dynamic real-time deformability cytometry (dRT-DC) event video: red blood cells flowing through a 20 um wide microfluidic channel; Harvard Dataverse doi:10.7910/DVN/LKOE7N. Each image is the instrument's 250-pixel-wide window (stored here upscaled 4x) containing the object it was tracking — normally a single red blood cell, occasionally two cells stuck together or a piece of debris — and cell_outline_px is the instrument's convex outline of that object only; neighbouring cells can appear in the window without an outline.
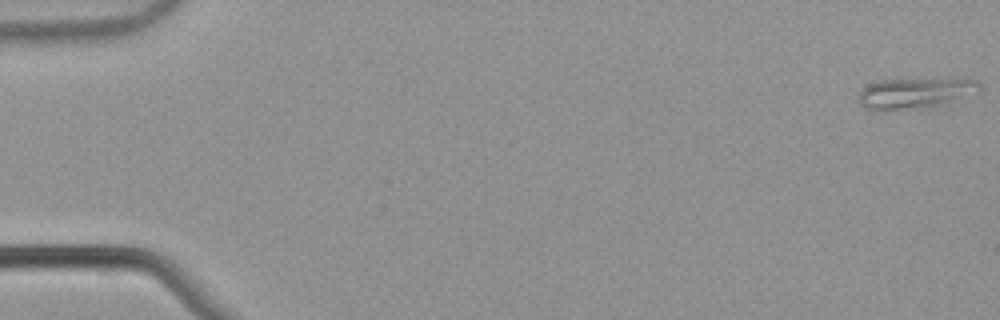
{"species": "common noctule bat (a hibernating species)", "species_latin": "Nyctalus noctula", "temperature_condition": "warm", "stored_images_in_passage": 54, "camera_frame_rate_fps": 3000, "um_per_image_px": 0.085, "animal": {"sex": "male", "body_mass_g": 21.5, "forearm_length_mm": 52.0}, "frame": {"image": 1, "passage_image": 1, "time_ms": 0.0, "image_size_px": [1000, 320], "cell_outline_px": [[984, 88], [980, 92], [948, 104], [928, 108], [884, 112], [864, 108], [860, 104], [856, 96], [868, 84], [880, 80], [980, 80]], "centroid_in_image_um": [77.81, 7.98], "position_along_channel_um": 7.2, "area_um2": 22.25}}
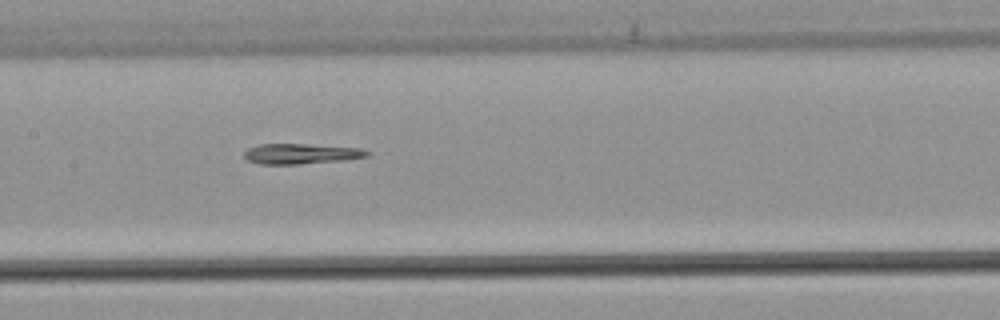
{"frame": {"image": 2, "passage_image": 27, "time_ms": 8.667, "image_size_px": [1000, 320], "cell_outline_px": [[368, 156], [344, 160], [300, 164], [260, 164], [248, 160], [244, 156], [244, 152], [248, 148], [260, 144], [308, 144], [360, 148], [368, 152]], "centroid_in_image_um": [25.56, 13.07], "position_along_channel_um": 181.8, "area_um2": 14.45}}
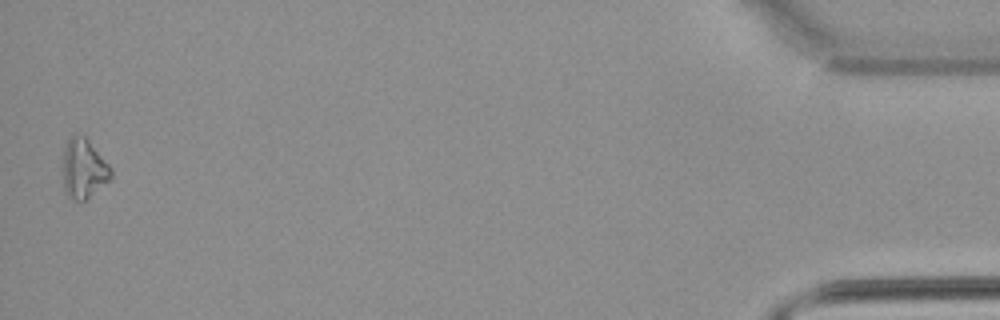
{"frame": {"image": 3, "passage_image": 53, "time_ms": 17.333, "image_size_px": [1000, 320], "cell_outline_px": [[112, 176], [108, 180], [84, 200], [76, 200], [68, 196], [64, 192], [64, 148], [72, 132], [84, 136], [88, 140], [112, 168]], "centroid_in_image_um": [7.1, 14.29], "position_along_channel_um": 428.1, "area_um2": 16.3}}